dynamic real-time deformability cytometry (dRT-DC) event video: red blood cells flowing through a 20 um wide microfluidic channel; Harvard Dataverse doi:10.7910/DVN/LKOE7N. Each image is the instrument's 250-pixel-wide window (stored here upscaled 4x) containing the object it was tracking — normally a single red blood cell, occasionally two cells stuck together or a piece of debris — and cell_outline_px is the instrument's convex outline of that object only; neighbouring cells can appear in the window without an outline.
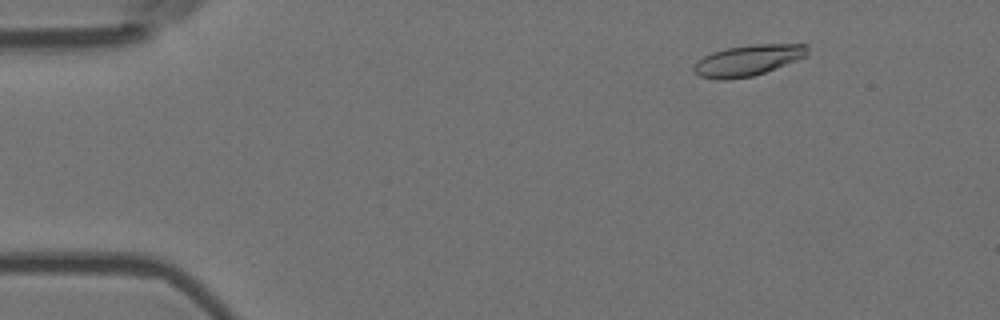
{"species": "Egyptian fruit bat (a non-hibernating species)", "species_latin": "Rousettus aegyptiacus", "temperature_condition": "room temperature", "stored_images_in_passage": 5, "camera_frame_rate_fps": 3000, "um_per_image_px": 0.085, "animal": {"sex": "female"}, "frame": {"image": 1, "passage_image": 3, "time_ms": 0.667, "image_size_px": [1000, 320], "cell_outline_px": [[808, 56], [764, 72], [752, 76], [724, 80], [720, 80], [700, 76], [692, 68], [692, 64], [696, 60], [712, 52], [728, 48], [756, 44], [808, 44]], "centroid_in_image_um": [63.56, 5.12], "position_along_channel_um": 21.4, "area_um2": 20.4}}
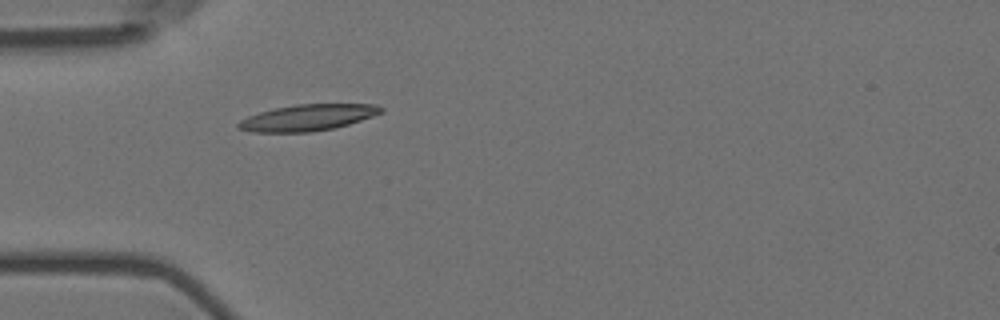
{"frame": {"image": 2, "passage_image": 5, "time_ms": 1.333, "image_size_px": [1000, 320], "cell_outline_px": [[384, 112], [348, 124], [332, 128], [312, 132], [252, 132], [236, 128], [236, 124], [240, 120], [248, 116], [260, 112], [276, 108], [296, 104], [376, 104], [384, 108]], "centroid_in_image_um": [26.14, 9.99], "position_along_channel_um": 58.9, "area_um2": 21.79}}